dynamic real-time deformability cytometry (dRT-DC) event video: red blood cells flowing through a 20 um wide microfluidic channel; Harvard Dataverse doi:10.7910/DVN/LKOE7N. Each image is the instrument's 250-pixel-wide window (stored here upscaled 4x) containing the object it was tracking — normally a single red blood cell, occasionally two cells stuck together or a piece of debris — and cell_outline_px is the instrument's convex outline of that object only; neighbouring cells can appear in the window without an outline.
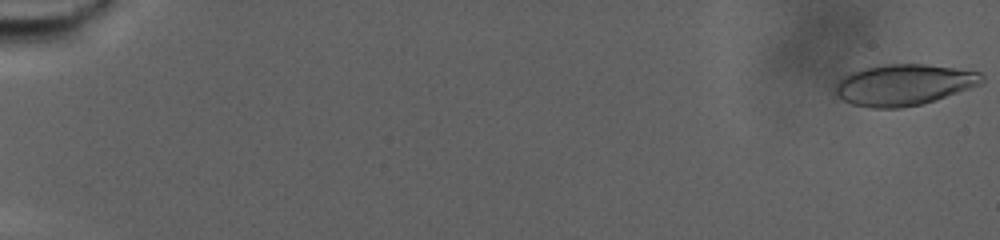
{"species": "human", "species_latin": "Homo sapiens", "temperature_condition": "warm", "stored_images_in_passage": 71, "camera_frame_rate_fps": 3000, "um_per_image_px": 0.085, "donor": {"sex": "male"}, "frame": {"image": 1, "passage_image": 1, "time_ms": 0.0, "image_size_px": [1000, 240], "cell_outline_px": [[984, 80], [980, 84], [936, 100], [920, 104], [900, 108], [872, 108], [852, 104], [844, 100], [836, 92], [836, 84], [848, 72], [864, 68], [884, 64], [924, 64], [980, 72], [984, 76]], "centroid_in_image_um": [76.82, 7.2], "position_along_channel_um": 8.2, "area_um2": 34.8}}
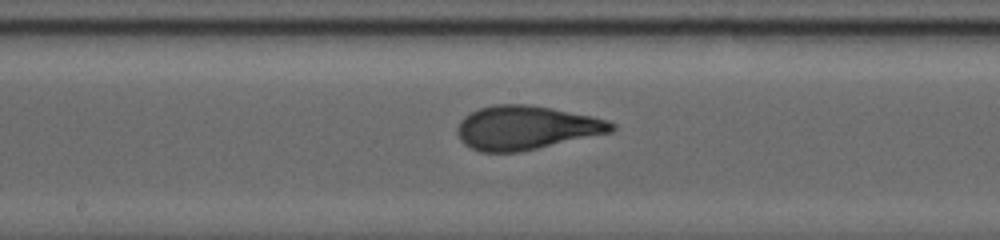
{"frame": {"image": 2, "passage_image": 39, "time_ms": 12.667, "image_size_px": [1000, 240], "cell_outline_px": [[616, 128], [612, 132], [520, 152], [480, 152], [464, 144], [460, 140], [456, 132], [456, 128], [460, 120], [464, 116], [480, 108], [492, 104], [524, 104], [552, 108], [592, 116], [608, 120], [616, 124]], "centroid_in_image_um": [44.71, 10.86], "position_along_channel_um": 203.5, "area_um2": 39.54}}
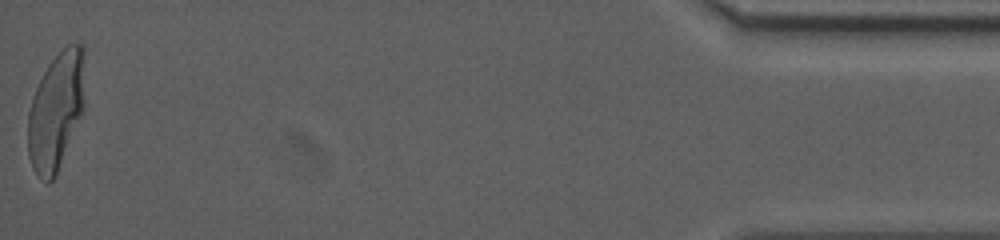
{"frame": {"image": 3, "passage_image": 71, "time_ms": 23.333, "image_size_px": [1000, 240], "cell_outline_px": [[84, 108], [56, 176], [48, 184], [32, 168], [28, 156], [28, 112], [36, 88], [48, 64], [68, 44], [80, 44], [84, 48]], "centroid_in_image_um": [4.77, 9.44], "position_along_channel_um": 430.4, "area_um2": 38.84}, "authors_computed_cell_mechanics": {"area_um2": 38.148, "velocity_mm_per_s": 2.5918, "shape_relaxation_time_tau1_ms": 6.5807, "shape_relaxation_time_tau2_ms": 1.0278, "deformation_change_tau1": 0.2561, "deformation_change_tau2": 0.079}}